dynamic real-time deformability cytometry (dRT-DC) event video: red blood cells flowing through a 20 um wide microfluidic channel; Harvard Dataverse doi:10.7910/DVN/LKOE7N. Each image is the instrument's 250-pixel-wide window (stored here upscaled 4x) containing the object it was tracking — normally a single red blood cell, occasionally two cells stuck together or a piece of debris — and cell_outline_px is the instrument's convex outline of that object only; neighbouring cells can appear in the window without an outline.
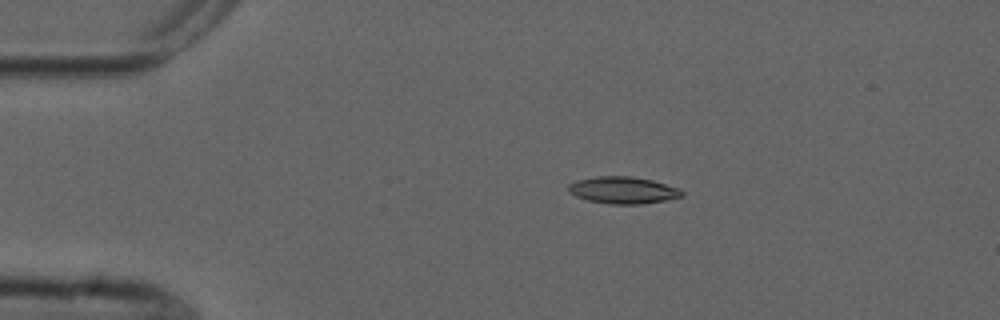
{"species": "common noctule bat (a hibernating species)", "species_latin": "Nyctalus noctula", "temperature_condition": "cold", "stored_images_in_passage": 5, "camera_frame_rate_fps": 3000, "um_per_image_px": 0.085, "animal": {"sex": "male", "forearm_length_mm": 52.5}, "frame": {"image": 1, "passage_image": 1, "time_ms": 0.0, "image_size_px": [1000, 320], "cell_outline_px": [[684, 196], [664, 200], [640, 204], [608, 204], [588, 200], [576, 196], [568, 192], [568, 184], [576, 180], [596, 176], [632, 176], [652, 180], [680, 188], [684, 192]], "centroid_in_image_um": [52.95, 16.16], "position_along_channel_um": 32.0, "area_um2": 17.92}}